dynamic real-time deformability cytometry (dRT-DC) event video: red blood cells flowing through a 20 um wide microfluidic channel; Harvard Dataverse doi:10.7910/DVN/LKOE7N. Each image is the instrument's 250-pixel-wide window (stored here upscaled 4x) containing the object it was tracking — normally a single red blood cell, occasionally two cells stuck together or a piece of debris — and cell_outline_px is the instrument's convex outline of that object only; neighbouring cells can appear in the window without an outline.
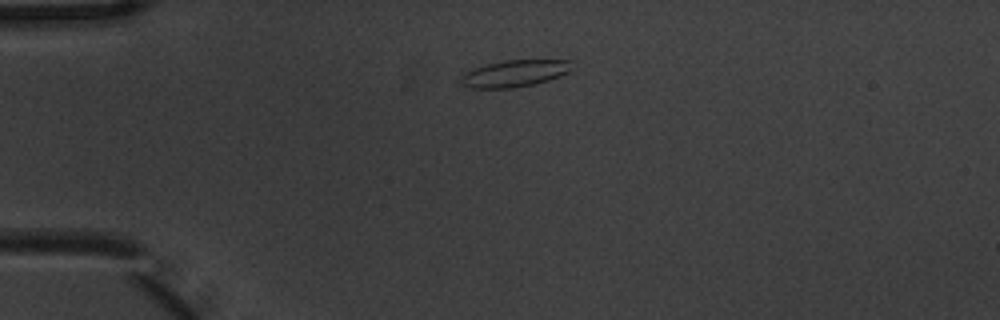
{"species": "common noctule bat (a hibernating species)", "species_latin": "Nyctalus noctula", "temperature_condition": "warm", "stored_images_in_passage": 2, "camera_frame_rate_fps": 3000, "um_per_image_px": 0.085, "animal": {"sex": "male", "body_mass_g": 20.1, "forearm_length_mm": 53.5}, "frame": {"image": 1, "passage_image": 1, "time_ms": 0.0, "image_size_px": [1000, 320], "cell_outline_px": [[572, 60], [568, 72], [560, 76], [548, 80], [532, 84], [512, 88], [472, 88], [464, 84], [460, 76], [460, 72], [472, 68], [504, 60]], "centroid_in_image_um": [43.69, 6.23], "position_along_channel_um": 41.3, "area_um2": 17.22}}